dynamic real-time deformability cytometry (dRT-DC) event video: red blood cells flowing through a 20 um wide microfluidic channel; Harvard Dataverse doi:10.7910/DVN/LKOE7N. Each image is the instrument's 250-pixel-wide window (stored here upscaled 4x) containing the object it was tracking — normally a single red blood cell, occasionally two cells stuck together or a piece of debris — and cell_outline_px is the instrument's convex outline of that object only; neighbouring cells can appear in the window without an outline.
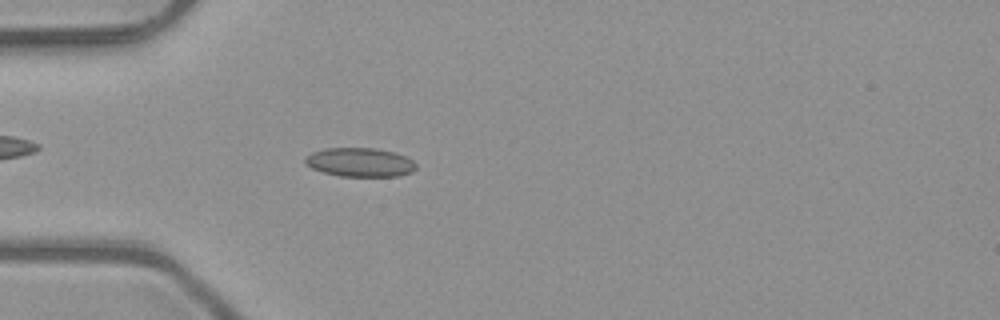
{"species": "common noctule bat (a hibernating species)", "species_latin": "Nyctalus noctula", "temperature_condition": "room temperature", "stored_images_in_passage": 4, "camera_frame_rate_fps": 3000, "um_per_image_px": 0.085, "animal": {"sex": "male", "body_mass_g": 23.1, "forearm_length_mm": 52.7}, "frame": {"image": 1, "passage_image": 4, "time_ms": 1.0, "image_size_px": [1000, 320], "cell_outline_px": [[416, 168], [412, 172], [400, 176], [340, 176], [324, 172], [312, 168], [304, 164], [304, 156], [312, 152], [324, 148], [376, 148], [396, 152], [412, 160], [416, 164]], "centroid_in_image_um": [30.58, 13.79], "position_along_channel_um": 54.4, "area_um2": 18.84}}